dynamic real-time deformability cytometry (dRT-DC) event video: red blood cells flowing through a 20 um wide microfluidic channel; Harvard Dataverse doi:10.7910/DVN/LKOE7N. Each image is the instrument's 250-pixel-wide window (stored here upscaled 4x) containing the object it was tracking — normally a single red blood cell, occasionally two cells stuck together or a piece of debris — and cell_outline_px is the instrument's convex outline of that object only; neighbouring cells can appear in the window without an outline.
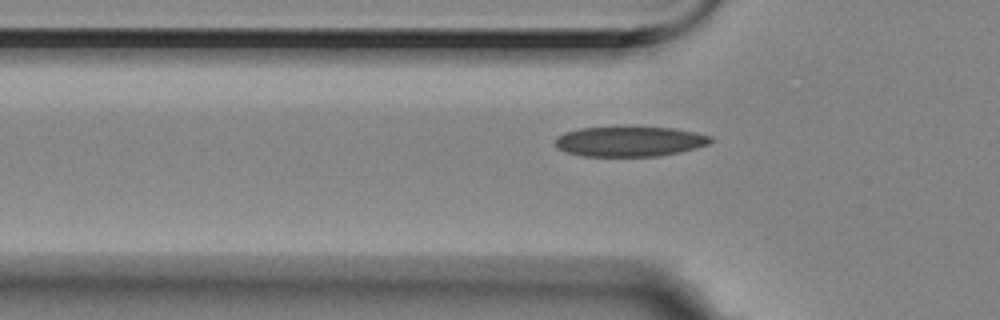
{"species": "Egyptian fruit bat (a non-hibernating species)", "species_latin": "Rousettus aegyptiacus", "temperature_condition": "room temperature", "stored_images_in_passage": 41, "camera_frame_rate_fps": 3000, "um_per_image_px": 0.085, "animal": {"sex": "female"}, "frame": {"image": 1, "passage_image": 6, "time_ms": 1.667, "image_size_px": [1000, 320], "cell_outline_px": [[712, 140], [708, 144], [696, 148], [680, 152], [660, 156], [584, 156], [568, 152], [560, 148], [556, 144], [556, 136], [564, 132], [580, 128], [632, 124], [672, 128], [712, 136]], "centroid_in_image_um": [53.52, 11.97], "position_along_channel_um": 72.3, "area_um2": 28.03}}
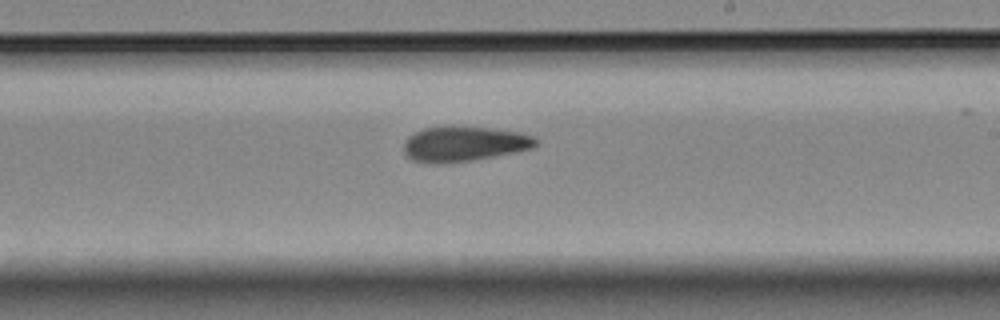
{"frame": {"image": 2, "passage_image": 21, "time_ms": 6.667, "image_size_px": [1000, 320], "cell_outline_px": [[536, 144], [532, 148], [472, 160], [412, 160], [404, 152], [404, 144], [408, 136], [424, 128], [444, 124], [448, 124], [492, 128], [520, 132], [536, 136]], "centroid_in_image_um": [39.48, 12.14], "position_along_channel_um": 249.5, "area_um2": 26.41}}
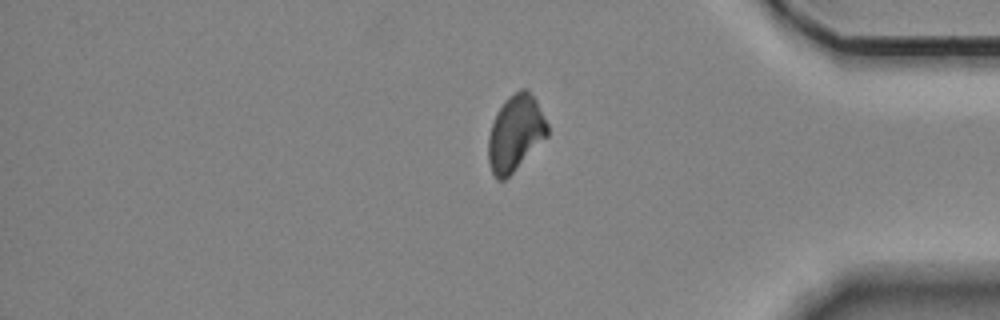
{"frame": {"image": 3, "passage_image": 35, "time_ms": 11.333, "image_size_px": [1000, 320], "cell_outline_px": [[548, 136], [504, 180], [496, 180], [492, 172], [488, 160], [488, 136], [496, 112], [504, 100], [508, 96], [520, 88], [528, 88], [536, 100], [548, 124]], "centroid_in_image_um": [43.8, 11.28], "position_along_channel_um": 391.4, "area_um2": 26.18}, "authors_computed_cell_mechanics": {"area_um2": 26.7036, "velocity_mm_per_s": 3.529, "shape_relaxation_time_tau1_ms": 8.8756, "shape_relaxation_time_tau2_ms": 4.2808, "deformation_change_tau1": 0.1689, "deformation_change_tau2": 0.0953}}